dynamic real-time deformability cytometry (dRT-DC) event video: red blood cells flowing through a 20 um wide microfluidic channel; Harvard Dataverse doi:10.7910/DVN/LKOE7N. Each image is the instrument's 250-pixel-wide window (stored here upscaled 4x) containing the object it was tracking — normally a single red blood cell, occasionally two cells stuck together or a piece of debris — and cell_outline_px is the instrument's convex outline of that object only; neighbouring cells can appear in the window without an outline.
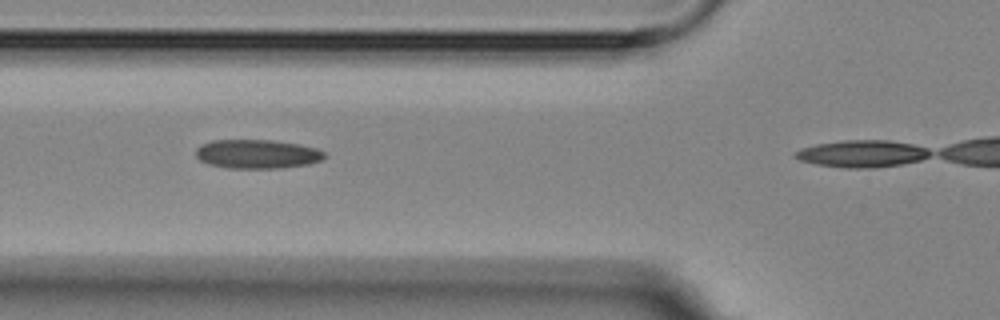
{"species": "Egyptian fruit bat (a non-hibernating species)", "species_latin": "Rousettus aegyptiacus", "temperature_condition": "room temperature", "stored_images_in_passage": 5, "camera_frame_rate_fps": 3000, "um_per_image_px": 0.085, "animal": {"sex": "female"}, "frame": {"image": 1, "passage_image": 4, "time_ms": 3.333, "image_size_px": [1000, 320], "cell_outline_px": [[328, 156], [324, 160], [308, 164], [280, 168], [228, 168], [208, 164], [200, 160], [196, 156], [196, 148], [200, 144], [212, 140], [272, 140], [300, 144], [316, 148], [324, 152]], "centroid_in_image_um": [21.88, 13.09], "position_along_channel_um": 103.9, "area_um2": 21.96}}